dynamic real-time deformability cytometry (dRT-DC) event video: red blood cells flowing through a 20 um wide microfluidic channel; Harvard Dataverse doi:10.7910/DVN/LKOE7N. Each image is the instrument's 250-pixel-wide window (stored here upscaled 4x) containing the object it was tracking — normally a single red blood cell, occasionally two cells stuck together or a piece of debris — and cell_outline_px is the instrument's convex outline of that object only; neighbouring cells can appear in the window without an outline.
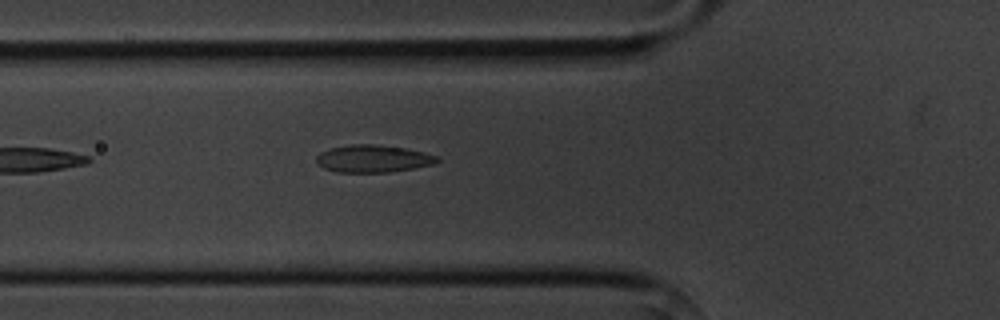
{"species": "common noctule bat (a hibernating species)", "species_latin": "Nyctalus noctula", "temperature_condition": "cold", "stored_images_in_passage": 6, "camera_frame_rate_fps": 3000, "um_per_image_px": 0.085, "animal": {"sex": "male", "body_mass_g": 20.1, "forearm_length_mm": 53.5}, "frame": {"image": 1, "passage_image": 6, "time_ms": 5.667, "image_size_px": [1000, 320], "cell_outline_px": [[440, 160], [432, 164], [412, 168], [388, 172], [336, 172], [324, 168], [316, 164], [316, 156], [320, 152], [328, 148], [352, 144], [372, 144], [404, 148], [424, 152], [440, 156]], "centroid_in_image_um": [31.67, 13.48], "position_along_channel_um": 94.1, "area_um2": 19.31}}